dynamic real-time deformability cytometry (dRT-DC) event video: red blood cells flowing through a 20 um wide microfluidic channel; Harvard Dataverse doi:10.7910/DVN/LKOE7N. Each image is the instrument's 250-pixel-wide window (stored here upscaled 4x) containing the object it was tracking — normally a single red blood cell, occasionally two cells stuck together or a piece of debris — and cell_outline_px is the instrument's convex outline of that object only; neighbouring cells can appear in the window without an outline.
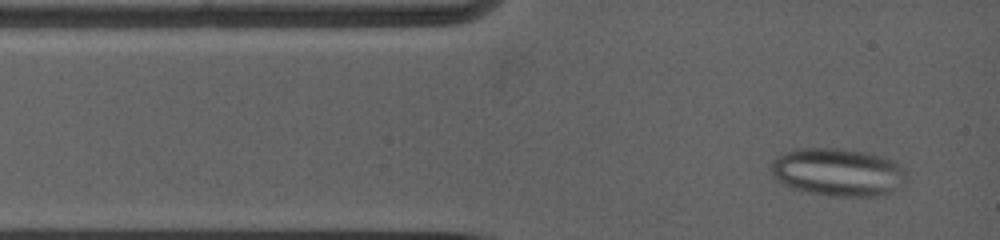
{"species": "common noctule bat (a hibernating species)", "species_latin": "Nyctalus noctula", "temperature_condition": "warm", "stored_images_in_passage": 7, "camera_frame_rate_fps": 5000, "um_per_image_px": 0.085, "animal": {"sex": "female", "body_mass_g": 19.0, "forearm_length_mm": 53.3}, "frame": {"image": 1, "passage_image": 2, "time_ms": 0.4, "image_size_px": [1000, 240], "cell_outline_px": [[908, 180], [900, 188], [892, 192], [880, 196], [828, 196], [808, 192], [784, 184], [772, 176], [772, 160], [776, 156], [784, 152], [860, 152], [880, 156], [896, 160], [904, 168], [908, 176]], "centroid_in_image_um": [71.35, 14.72], "position_along_channel_um": 13.6, "area_um2": 36.41}}